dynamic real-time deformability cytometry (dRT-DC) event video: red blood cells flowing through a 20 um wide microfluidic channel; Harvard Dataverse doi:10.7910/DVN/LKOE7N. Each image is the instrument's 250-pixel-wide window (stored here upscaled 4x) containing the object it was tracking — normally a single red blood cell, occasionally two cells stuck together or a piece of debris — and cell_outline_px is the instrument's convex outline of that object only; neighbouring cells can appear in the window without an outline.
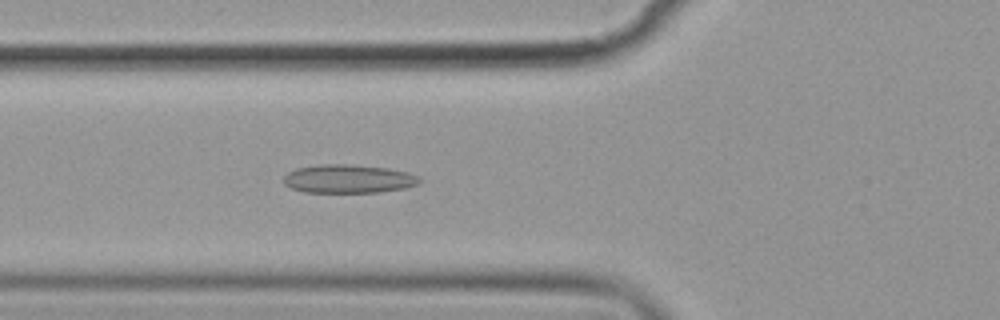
{"species": "common noctule bat (a hibernating species)", "species_latin": "Nyctalus noctula", "temperature_condition": "cold", "stored_images_in_passage": 5, "camera_frame_rate_fps": 3000, "um_per_image_px": 0.085, "animal": {"sex": "female", "body_mass_g": 19.9}, "frame": {"image": 1, "passage_image": 5, "time_ms": 4.667, "image_size_px": [1000, 320], "cell_outline_px": [[420, 184], [404, 188], [380, 192], [304, 192], [292, 188], [284, 184], [284, 176], [288, 172], [296, 168], [316, 164], [352, 164], [388, 168], [408, 172], [420, 176]], "centroid_in_image_um": [29.63, 15.19], "position_along_channel_um": 96.2, "area_um2": 22.77}}